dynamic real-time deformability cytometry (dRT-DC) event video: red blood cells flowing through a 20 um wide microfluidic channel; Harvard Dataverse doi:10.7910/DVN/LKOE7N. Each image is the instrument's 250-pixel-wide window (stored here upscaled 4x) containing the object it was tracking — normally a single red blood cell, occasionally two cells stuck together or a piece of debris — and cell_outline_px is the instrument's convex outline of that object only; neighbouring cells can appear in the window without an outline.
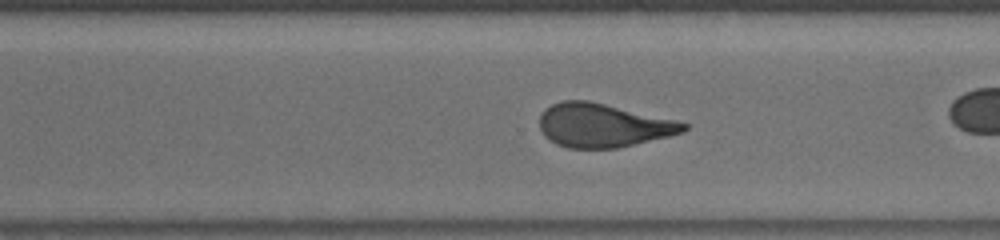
{"species": "human", "species_latin": "Homo sapiens", "temperature_condition": "room temperature", "stored_images_in_passage": 46, "camera_frame_rate_fps": 3000, "um_per_image_px": 0.085, "donor": {"sex": "male"}, "frame": {"image": 1, "passage_image": 40, "time_ms": 13.0, "image_size_px": [1000, 240], "cell_outline_px": [[688, 128], [684, 132], [668, 136], [616, 148], [568, 148], [556, 144], [544, 136], [540, 128], [540, 116], [552, 104], [564, 100], [588, 100], [676, 120], [688, 124]], "centroid_in_image_um": [51.25, 10.66], "position_along_channel_um": 319.3, "area_um2": 36.3}}